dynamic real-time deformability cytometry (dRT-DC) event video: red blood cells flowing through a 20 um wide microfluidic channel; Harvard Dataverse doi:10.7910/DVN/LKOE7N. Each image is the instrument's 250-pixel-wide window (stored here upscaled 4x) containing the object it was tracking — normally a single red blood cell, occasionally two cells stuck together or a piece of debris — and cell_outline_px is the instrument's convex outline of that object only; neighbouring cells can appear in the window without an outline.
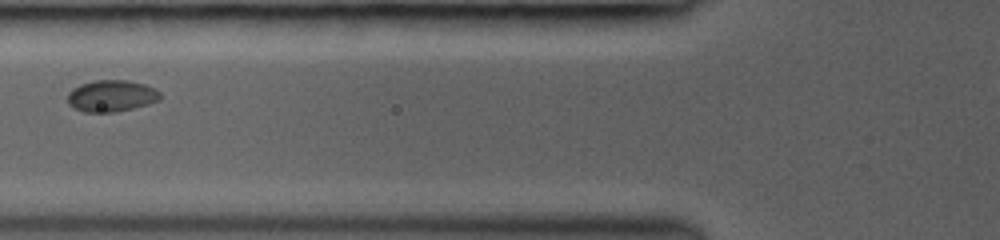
{"species": "common noctule bat (a hibernating species)", "species_latin": "Nyctalus noctula", "temperature_condition": "room temperature", "stored_images_in_passage": 13, "segment_of_instrument_passage": [1, 2], "camera_frame_rate_fps": 3000, "um_per_image_px": 0.085, "animal": {"sex": "female", "body_mass_g": 19.0, "forearm_length_mm": 53.3}, "frame": {"image": 1, "passage_image": 4, "time_ms": 2.667, "image_size_px": [1000, 240], "cell_outline_px": [[160, 100], [148, 104], [116, 112], [84, 112], [72, 108], [68, 104], [68, 92], [72, 88], [80, 84], [96, 80], [128, 80], [144, 84], [156, 88], [160, 92]], "centroid_in_image_um": [9.46, 8.15], "position_along_channel_um": 116.3, "area_um2": 17.22}}
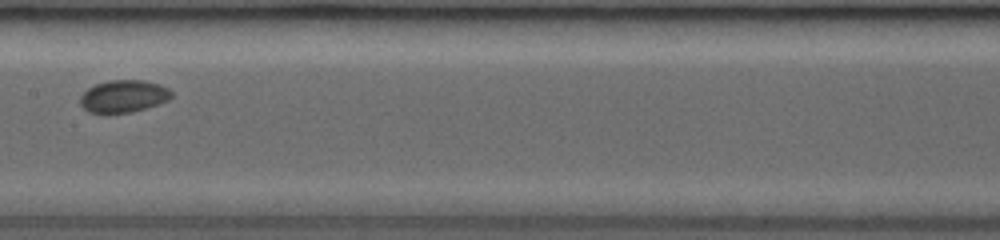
{"frame": {"image": 2, "passage_image": 6, "time_ms": 4.667, "image_size_px": [1000, 240], "cell_outline_px": [[172, 96], [168, 100], [132, 112], [104, 116], [88, 112], [80, 104], [80, 96], [88, 88], [96, 84], [108, 80], [144, 80], [160, 84], [168, 88], [172, 92]], "centroid_in_image_um": [10.45, 8.21], "position_along_channel_um": 196.9, "area_um2": 17.63}}
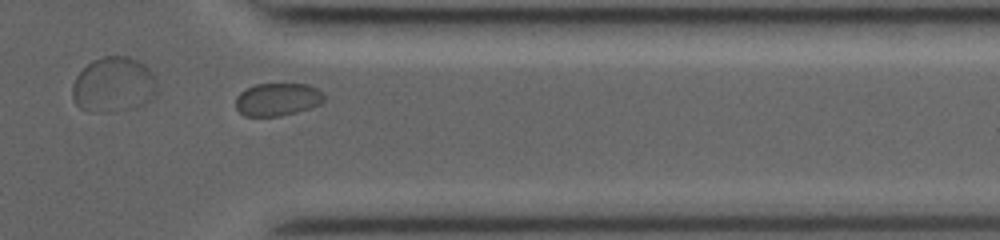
{"frame": {"image": 3, "passage_image": 11, "time_ms": 9.333, "image_size_px": [1000, 240], "cell_outline_px": [[324, 100], [320, 104], [296, 112], [280, 116], [244, 116], [236, 108], [236, 96], [240, 92], [256, 84], [308, 84], [316, 88], [324, 96]], "centroid_in_image_um": [23.57, 8.45], "position_along_channel_um": 387.8, "area_um2": 16.76}}